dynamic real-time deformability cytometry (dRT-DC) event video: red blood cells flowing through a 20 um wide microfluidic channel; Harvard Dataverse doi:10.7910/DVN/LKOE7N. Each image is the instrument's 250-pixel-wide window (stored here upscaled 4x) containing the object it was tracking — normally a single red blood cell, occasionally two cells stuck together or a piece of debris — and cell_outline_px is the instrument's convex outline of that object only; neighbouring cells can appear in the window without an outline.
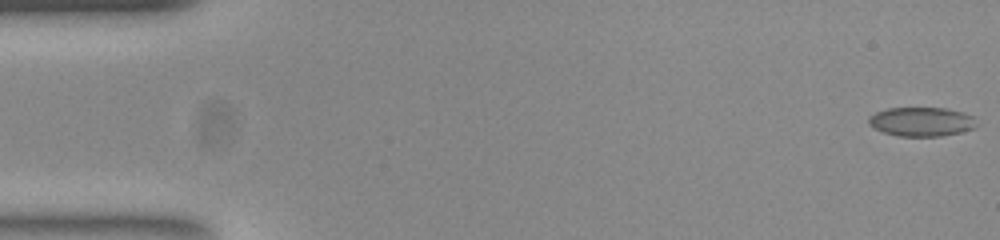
{"species": "common noctule bat (a hibernating species)", "species_latin": "Nyctalus noctula", "temperature_condition": "room temperature", "stored_images_in_passage": 52, "camera_frame_rate_fps": 3000, "um_per_image_px": 0.085, "animal": {"sex": "female", "body_mass_g": 23.0, "forearm_length_mm": 53.4}, "frame": {"image": 1, "passage_image": 1, "time_ms": 0.0, "image_size_px": [1000, 240], "cell_outline_px": [[976, 128], [960, 132], [940, 136], [896, 136], [884, 132], [868, 124], [868, 116], [876, 112], [888, 108], [948, 108], [964, 112], [976, 116]], "centroid_in_image_um": [78.37, 10.33], "position_along_channel_um": 6.6, "area_um2": 18.5}}
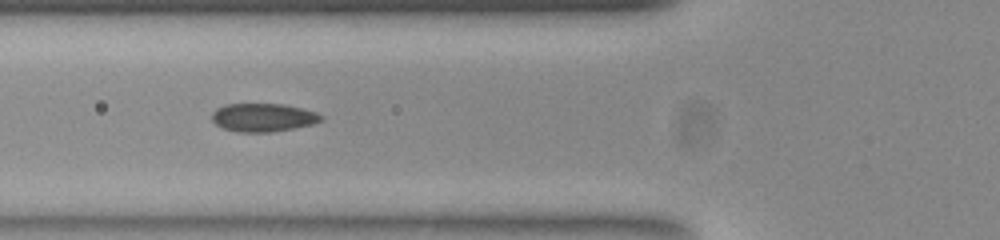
{"frame": {"image": 2, "passage_image": 19, "time_ms": 6.0, "image_size_px": [1000, 240], "cell_outline_px": [[324, 116], [320, 120], [312, 124], [272, 132], [240, 132], [224, 128], [216, 124], [212, 120], [212, 112], [216, 108], [224, 104], [284, 104], [316, 112]], "centroid_in_image_um": [22.34, 9.98], "position_along_channel_um": 103.5, "area_um2": 17.86}}
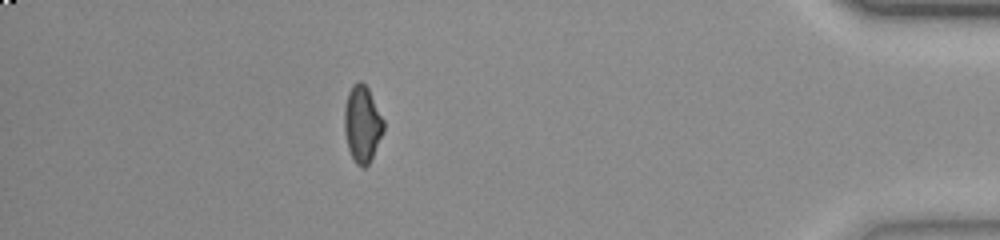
{"frame": {"image": 3, "passage_image": 46, "time_ms": 15.0, "image_size_px": [1000, 240], "cell_outline_px": [[384, 128], [372, 156], [368, 164], [364, 168], [360, 168], [356, 164], [348, 148], [344, 132], [344, 108], [348, 92], [352, 84], [356, 80], [360, 80], [368, 88], [384, 120]], "centroid_in_image_um": [30.77, 10.51], "position_along_channel_um": 404.4, "area_um2": 17.46}, "authors_computed_cell_mechanics": {"area_um2": 18.2359, "velocity_mm_per_s": 3.9142, "shape_relaxation_time_tau1_ms": 9.1118, "shape_relaxation_time_tau2_ms": 1.7072, "deformation_change_tau1": 0.1855, "deformation_change_tau2": 0.0556}}